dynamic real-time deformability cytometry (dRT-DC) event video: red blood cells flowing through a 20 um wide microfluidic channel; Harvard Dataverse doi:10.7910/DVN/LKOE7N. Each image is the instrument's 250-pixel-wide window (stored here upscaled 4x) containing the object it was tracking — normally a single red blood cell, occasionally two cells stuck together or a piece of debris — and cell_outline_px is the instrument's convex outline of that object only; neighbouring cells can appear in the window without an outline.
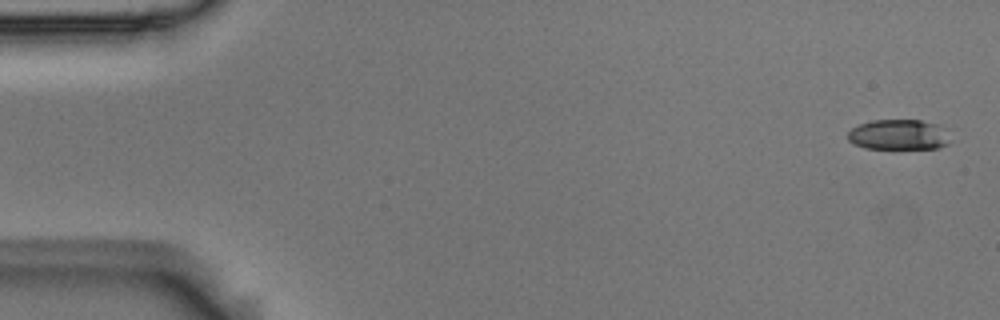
{"species": "Egyptian fruit bat (a non-hibernating species)", "species_latin": "Rousettus aegyptiacus", "temperature_condition": "room temperature", "stored_images_in_passage": 5, "camera_frame_rate_fps": 3000, "um_per_image_px": 0.085, "animal": {"sex": "male"}, "frame": {"image": 1, "passage_image": 1, "time_ms": 0.0, "image_size_px": [1000, 320], "cell_outline_px": [[948, 144], [940, 148], [864, 148], [852, 144], [848, 140], [848, 132], [852, 128], [860, 124], [872, 120], [920, 120], [936, 124], [944, 128]], "centroid_in_image_um": [76.33, 11.45], "position_along_channel_um": 8.7, "area_um2": 17.92}}
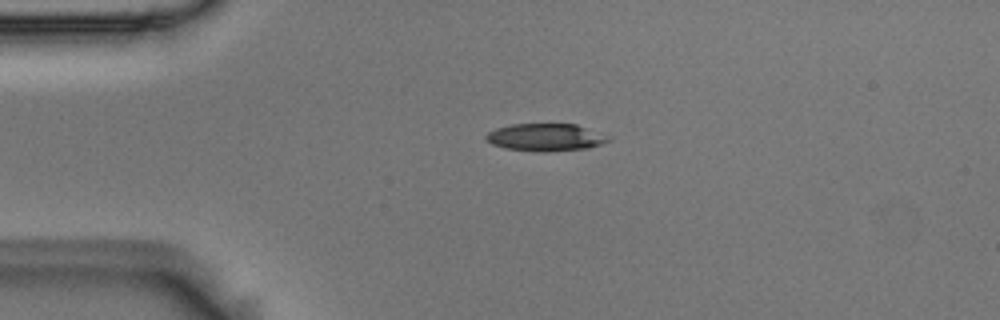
{"frame": {"image": 2, "passage_image": 4, "time_ms": 1.0, "image_size_px": [1000, 320], "cell_outline_px": [[612, 140], [588, 148], [544, 152], [540, 152], [504, 148], [492, 144], [484, 140], [484, 136], [488, 132], [496, 128], [512, 124], [576, 124]], "centroid_in_image_um": [46.26, 11.68], "position_along_channel_um": 38.7, "area_um2": 19.31}}